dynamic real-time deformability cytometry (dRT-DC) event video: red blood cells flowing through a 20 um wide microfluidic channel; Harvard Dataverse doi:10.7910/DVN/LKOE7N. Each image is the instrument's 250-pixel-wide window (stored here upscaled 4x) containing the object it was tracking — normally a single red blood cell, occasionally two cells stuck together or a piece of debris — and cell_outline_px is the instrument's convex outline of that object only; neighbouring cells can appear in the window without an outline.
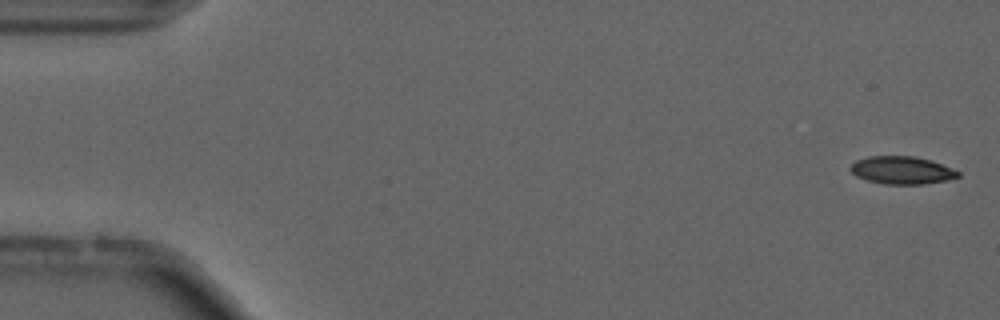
{"species": "common noctule bat (a hibernating species)", "species_latin": "Nyctalus noctula", "temperature_condition": "cold", "stored_images_in_passage": 55, "camera_frame_rate_fps": 3000, "um_per_image_px": 0.085, "animal": {"sex": "male", "forearm_length_mm": 52.5}, "frame": {"image": 1, "passage_image": 2, "time_ms": 0.333, "image_size_px": [1000, 320], "cell_outline_px": [[960, 176], [948, 180], [924, 184], [884, 184], [868, 180], [856, 176], [852, 172], [852, 164], [856, 160], [868, 156], [916, 156], [932, 160], [952, 168], [960, 172]], "centroid_in_image_um": [76.7, 14.46], "position_along_channel_um": 8.3, "area_um2": 17.4}}
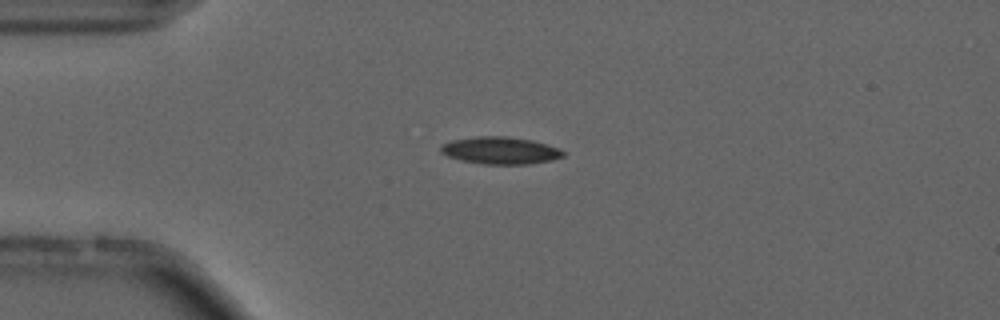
{"frame": {"image": 2, "passage_image": 14, "time_ms": 4.333, "image_size_px": [1000, 320], "cell_outline_px": [[564, 156], [552, 160], [528, 164], [484, 164], [464, 160], [448, 156], [440, 152], [440, 144], [452, 140], [476, 136], [508, 136], [532, 140], [560, 148], [564, 152]], "centroid_in_image_um": [42.53, 12.78], "position_along_channel_um": 42.5, "area_um2": 19.42}}
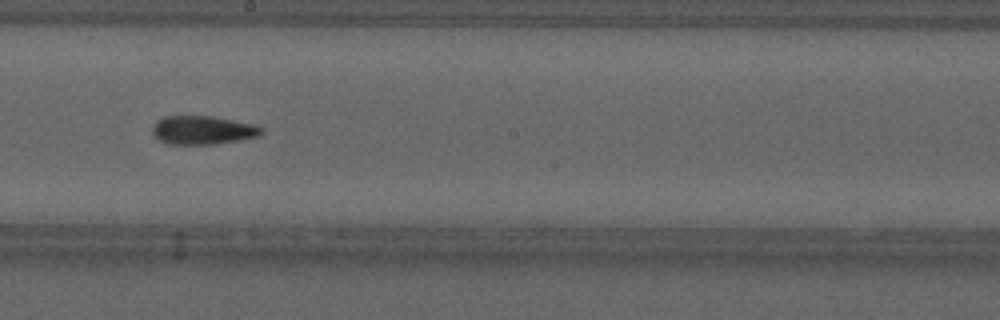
{"frame": {"image": 3, "passage_image": 31, "time_ms": 10.0, "image_size_px": [1000, 320], "cell_outline_px": [[264, 132], [256, 136], [240, 140], [212, 144], [168, 144], [156, 140], [152, 136], [152, 128], [156, 120], [164, 116], [212, 116], [256, 124], [264, 128]], "centroid_in_image_um": [17.2, 11.06], "position_along_channel_um": 231.0, "area_um2": 18.44}, "authors_computed_cell_mechanics": {"area_um2": 17.8024, "velocity_mm_per_s": 3.7223, "shape_relaxation_time_tau1_ms": 5.9158, "shape_relaxation_time_tau2_ms": 4.4565, "deformation_change_tau1": 0.1521, "deformation_change_tau2": 0.1334}}